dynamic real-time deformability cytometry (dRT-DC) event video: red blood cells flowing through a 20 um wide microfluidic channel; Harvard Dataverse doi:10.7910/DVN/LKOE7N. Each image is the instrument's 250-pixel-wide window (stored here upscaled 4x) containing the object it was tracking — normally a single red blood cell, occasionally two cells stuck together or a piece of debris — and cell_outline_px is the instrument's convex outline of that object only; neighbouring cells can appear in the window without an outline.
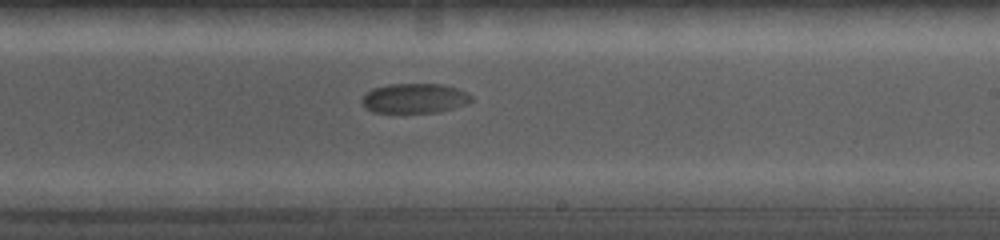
{"species": "common noctule bat (a hibernating species)", "species_latin": "Nyctalus noctula", "temperature_condition": "cold", "stored_images_in_passage": 41, "camera_frame_rate_fps": 5000, "um_per_image_px": 0.085, "animal": {"sex": "female", "body_mass_g": 19.0, "forearm_length_mm": 56.7}, "frame": {"image": 1, "passage_image": 21, "time_ms": 7.0, "image_size_px": [1000, 240], "cell_outline_px": [[472, 100], [468, 104], [440, 112], [372, 112], [364, 108], [360, 100], [372, 88], [388, 84], [440, 84], [460, 88], [468, 92], [472, 96]], "centroid_in_image_um": [35.26, 8.35], "position_along_channel_um": 253.7, "area_um2": 19.19}}
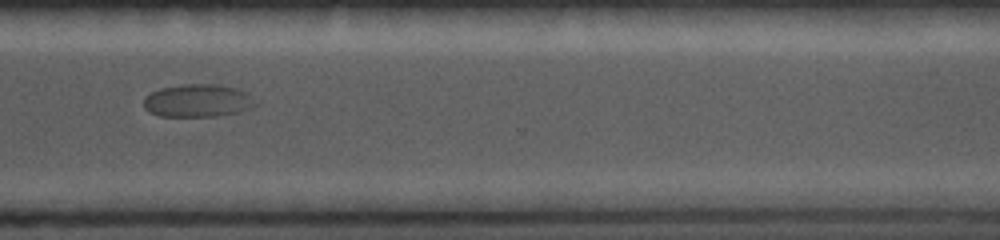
{"frame": {"image": 2, "passage_image": 29, "time_ms": 9.6, "image_size_px": [1000, 240], "cell_outline_px": [[256, 104], [252, 108], [236, 112], [216, 116], [160, 116], [148, 112], [144, 108], [144, 100], [152, 92], [160, 88], [184, 84], [216, 84], [236, 88], [248, 92], [256, 100]], "centroid_in_image_um": [16.83, 8.55], "position_along_channel_um": 353.8, "area_um2": 21.39}}
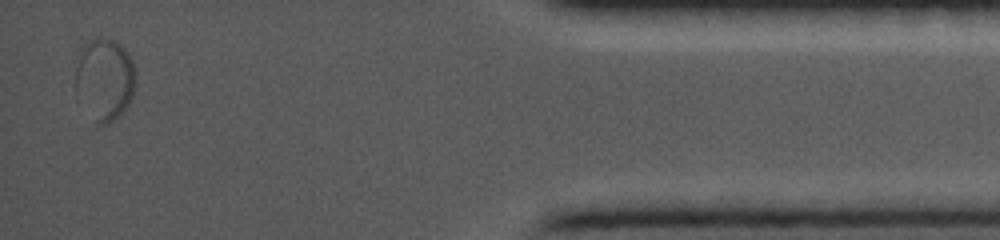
{"frame": {"image": 3, "passage_image": 39, "time_ms": 12.8, "image_size_px": [1000, 240], "cell_outline_px": [[136, 84], [132, 96], [128, 104], [112, 120], [104, 124], [96, 124], [76, 100], [76, 68], [80, 48], [84, 44], [92, 40], [104, 36], [116, 40], [128, 52], [132, 60], [136, 80]], "centroid_in_image_um": [8.86, 6.72], "position_along_channel_um": 426.3, "area_um2": 29.19}}